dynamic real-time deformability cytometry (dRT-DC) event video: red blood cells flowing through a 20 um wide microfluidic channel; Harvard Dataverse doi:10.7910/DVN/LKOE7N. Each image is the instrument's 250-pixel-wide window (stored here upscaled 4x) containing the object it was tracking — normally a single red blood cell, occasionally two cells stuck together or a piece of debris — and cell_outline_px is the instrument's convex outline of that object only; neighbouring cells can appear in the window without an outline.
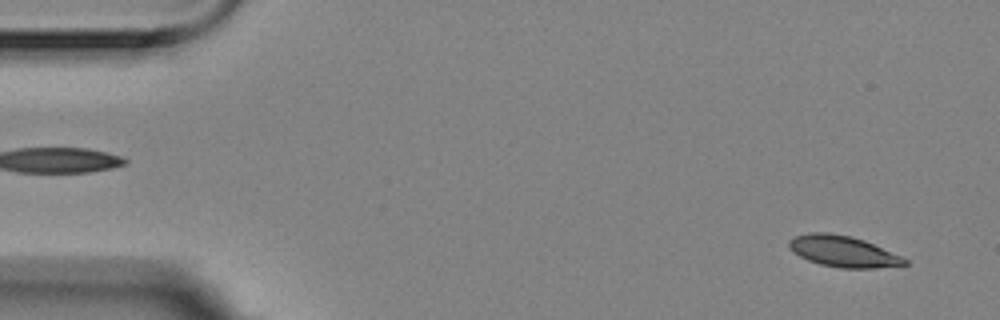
{"species": "Egyptian fruit bat (a non-hibernating species)", "species_latin": "Rousettus aegyptiacus", "temperature_condition": "room temperature", "stored_images_in_passage": 4, "segment_of_instrument_passage": [2, 2], "camera_frame_rate_fps": 3000, "um_per_image_px": 0.085, "animal": {"sex": "female"}, "frame": {"image": 1, "passage_image": 4, "time_ms": 1.0, "image_size_px": [1000, 320], "cell_outline_px": [[908, 264], [876, 268], [840, 268], [820, 264], [808, 260], [800, 256], [788, 244], [788, 240], [796, 236], [808, 232], [828, 232], [852, 236], [864, 240], [900, 256], [908, 260]], "centroid_in_image_um": [71.66, 21.36], "position_along_channel_um": 13.3, "area_um2": 20.75}}